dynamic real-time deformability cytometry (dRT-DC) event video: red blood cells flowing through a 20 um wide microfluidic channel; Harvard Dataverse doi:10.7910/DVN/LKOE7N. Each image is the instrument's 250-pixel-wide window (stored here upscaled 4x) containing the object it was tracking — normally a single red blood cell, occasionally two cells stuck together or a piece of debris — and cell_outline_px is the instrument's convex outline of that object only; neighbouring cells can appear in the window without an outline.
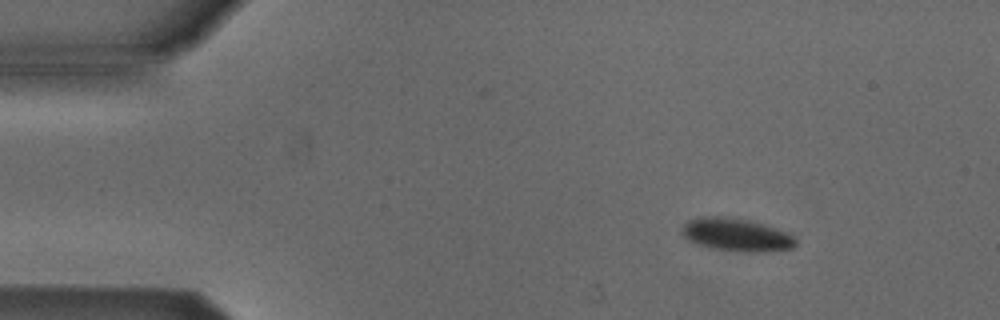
{"species": "Egyptian fruit bat (a non-hibernating species)", "species_latin": "Rousettus aegyptiacus", "temperature_condition": "cold", "stored_images_in_passage": 5, "segment_of_instrument_passage": [1, 2], "camera_frame_rate_fps": 3000, "um_per_image_px": 0.085, "animal": {"sex": "male"}, "frame": {"image": 1, "passage_image": 2, "time_ms": 1.0, "image_size_px": [1000, 320], "cell_outline_px": [[796, 244], [792, 248], [776, 252], [748, 252], [712, 248], [696, 244], [688, 240], [680, 232], [680, 228], [688, 220], [716, 216], [744, 220], [760, 224], [784, 232], [792, 236], [796, 240]], "centroid_in_image_um": [62.57, 20.0], "position_along_channel_um": 22.4, "area_um2": 21.33}}